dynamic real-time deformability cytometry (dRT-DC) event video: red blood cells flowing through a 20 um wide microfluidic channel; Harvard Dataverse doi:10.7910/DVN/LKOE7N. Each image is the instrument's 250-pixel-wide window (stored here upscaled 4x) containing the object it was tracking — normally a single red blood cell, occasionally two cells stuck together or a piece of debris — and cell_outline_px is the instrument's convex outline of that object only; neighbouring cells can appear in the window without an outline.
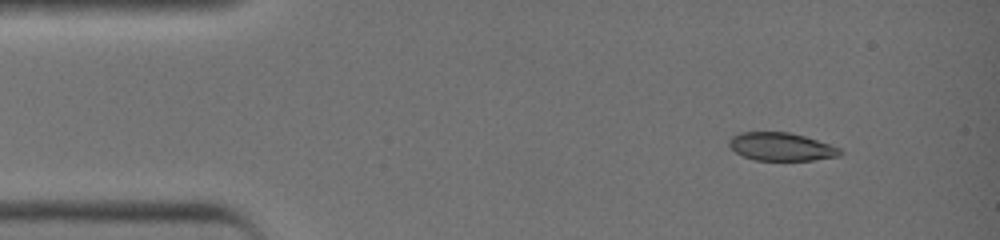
{"species": "common noctule bat (a hibernating species)", "species_latin": "Nyctalus noctula", "temperature_condition": "warm", "stored_images_in_passage": 38, "camera_frame_rate_fps": 3000, "um_per_image_px": 0.085, "animal": {"sex": "female", "body_mass_g": 19.0, "forearm_length_mm": 51.5}, "frame": {"image": 1, "passage_image": 1, "time_ms": 0.0, "image_size_px": [1000, 240], "cell_outline_px": [[844, 152], [840, 156], [812, 160], [752, 160], [736, 152], [728, 144], [728, 140], [732, 136], [740, 132], [788, 132], [804, 136], [840, 148]], "centroid_in_image_um": [66.39, 12.47], "position_along_channel_um": 18.6, "area_um2": 18.09}}
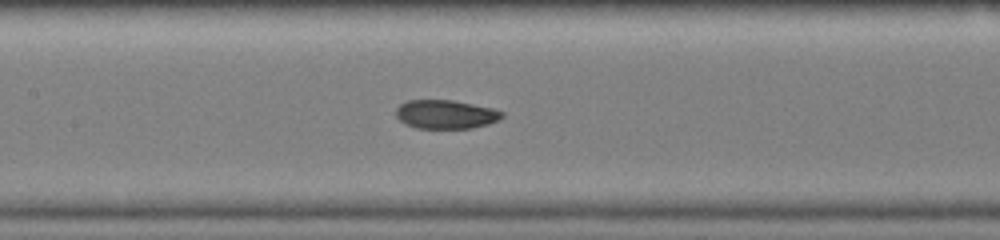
{"frame": {"image": 2, "passage_image": 16, "time_ms": 5.0, "image_size_px": [1000, 240], "cell_outline_px": [[504, 116], [500, 120], [488, 124], [472, 128], [416, 128], [404, 124], [396, 116], [396, 108], [400, 104], [408, 100], [452, 100], [492, 108], [504, 112]], "centroid_in_image_um": [37.89, 9.72], "position_along_channel_um": 169.5, "area_um2": 17.86}}
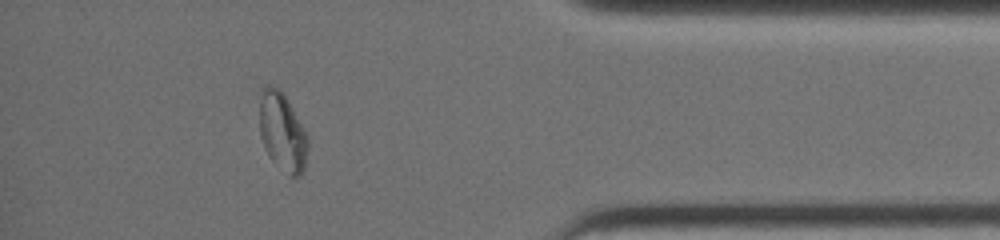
{"frame": {"image": 3, "passage_image": 33, "time_ms": 10.667, "image_size_px": [1000, 240], "cell_outline_px": [[308, 148], [304, 168], [300, 176], [288, 176], [268, 156], [260, 136], [260, 100], [264, 88], [268, 84], [272, 84], [280, 88], [288, 100], [304, 128], [308, 136]], "centroid_in_image_um": [24.01, 11.22], "position_along_channel_um": 411.2, "area_um2": 22.2}, "authors_computed_cell_mechanics": {"area_um2": 18.8428, "velocity_mm_per_s": 4.6557, "shape_relaxation_time_tau1_ms": 9.1176, "shape_relaxation_time_tau2_ms": null, "deformation_change_tau1": 0.2588, "deformation_change_tau2": null}}